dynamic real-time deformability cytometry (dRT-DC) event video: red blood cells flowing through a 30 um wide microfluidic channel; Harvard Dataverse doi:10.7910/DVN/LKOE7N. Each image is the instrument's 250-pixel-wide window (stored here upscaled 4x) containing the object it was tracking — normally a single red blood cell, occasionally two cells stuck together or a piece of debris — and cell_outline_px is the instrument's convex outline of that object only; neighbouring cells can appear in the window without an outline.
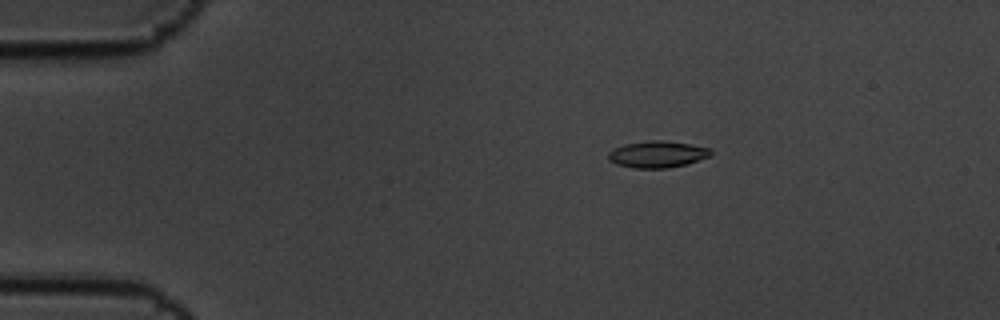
{"species": "common noctule bat (a hibernating species)", "species_latin": "Nyctalus noctula", "temperature_condition": "cold", "stored_images_in_passage": 5, "camera_frame_rate_fps": 3000, "um_per_image_px": 0.085, "animal": {"sex": "male", "body_mass_g": 19.5, "forearm_length_mm": 54.6}, "frame": {"image": 1, "passage_image": 3, "time_ms": 0.667, "image_size_px": [1000, 320], "cell_outline_px": [[712, 156], [684, 164], [668, 168], [632, 168], [616, 164], [608, 160], [608, 152], [624, 144], [648, 140], [664, 140], [712, 148]], "centroid_in_image_um": [55.88, 13.11], "position_along_channel_um": 29.1, "area_um2": 15.95}}